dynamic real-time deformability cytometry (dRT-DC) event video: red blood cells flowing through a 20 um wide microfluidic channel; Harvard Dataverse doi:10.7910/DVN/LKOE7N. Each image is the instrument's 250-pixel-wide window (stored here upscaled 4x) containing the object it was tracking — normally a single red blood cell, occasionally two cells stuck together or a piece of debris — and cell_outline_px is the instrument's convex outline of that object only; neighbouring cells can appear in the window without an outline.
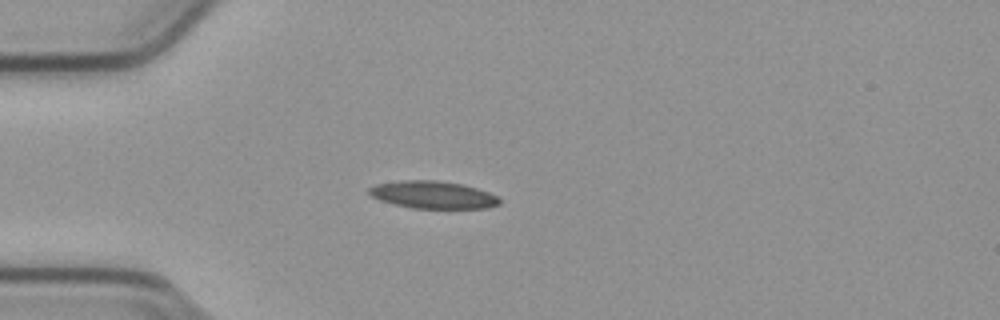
{"species": "common noctule bat (a hibernating species)", "species_latin": "Nyctalus noctula", "temperature_condition": "cold", "stored_images_in_passage": 40, "camera_frame_rate_fps": 3000, "um_per_image_px": 0.085, "animal": {"sex": "male", "body_mass_g": 23.1, "forearm_length_mm": 52.7}, "frame": {"image": 1, "passage_image": 1, "time_ms": 0.0, "image_size_px": [1000, 320], "cell_outline_px": [[500, 204], [488, 208], [412, 208], [380, 200], [372, 196], [368, 192], [368, 188], [376, 184], [404, 180], [436, 180], [460, 184], [476, 188], [488, 192], [496, 196], [500, 200]], "centroid_in_image_um": [36.8, 16.56], "position_along_channel_um": 48.2, "area_um2": 20.63}}
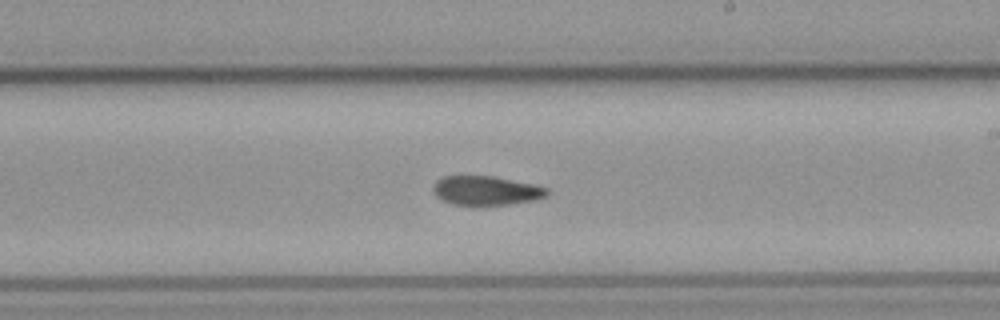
{"frame": {"image": 2, "passage_image": 18, "time_ms": 5.667, "image_size_px": [1000, 320], "cell_outline_px": [[548, 196], [536, 200], [508, 204], [476, 208], [452, 204], [436, 196], [432, 192], [432, 188], [436, 180], [444, 176], [492, 176], [532, 184], [548, 188]], "centroid_in_image_um": [41.29, 16.24], "position_along_channel_um": 247.7, "area_um2": 19.94}}
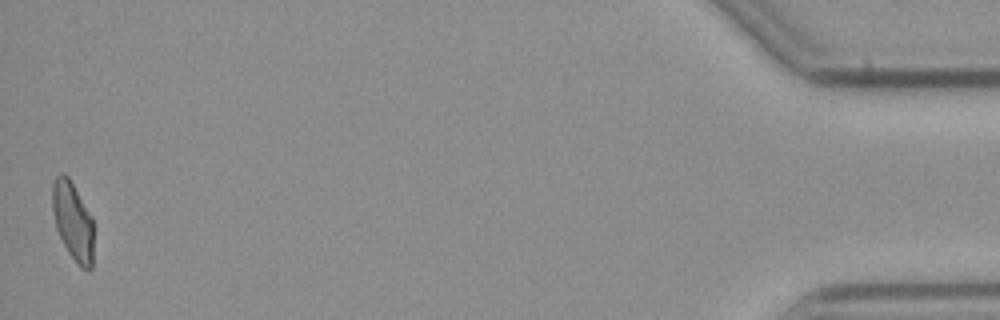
{"frame": {"image": 3, "passage_image": 40, "time_ms": 13.0, "image_size_px": [1000, 320], "cell_outline_px": [[92, 268], [80, 268], [68, 252], [56, 228], [52, 208], [52, 184], [56, 176], [64, 172], [68, 176], [92, 216]], "centroid_in_image_um": [6.17, 18.76], "position_along_channel_um": 429.0, "area_um2": 18.61}, "authors_computed_cell_mechanics": {"area_um2": 20.0277, "velocity_mm_per_s": 3.7891, "shape_relaxation_time_tau1_ms": null, "shape_relaxation_time_tau2_ms": 4.5761, "deformation_change_tau1": null, "deformation_change_tau2": 0.1041}}